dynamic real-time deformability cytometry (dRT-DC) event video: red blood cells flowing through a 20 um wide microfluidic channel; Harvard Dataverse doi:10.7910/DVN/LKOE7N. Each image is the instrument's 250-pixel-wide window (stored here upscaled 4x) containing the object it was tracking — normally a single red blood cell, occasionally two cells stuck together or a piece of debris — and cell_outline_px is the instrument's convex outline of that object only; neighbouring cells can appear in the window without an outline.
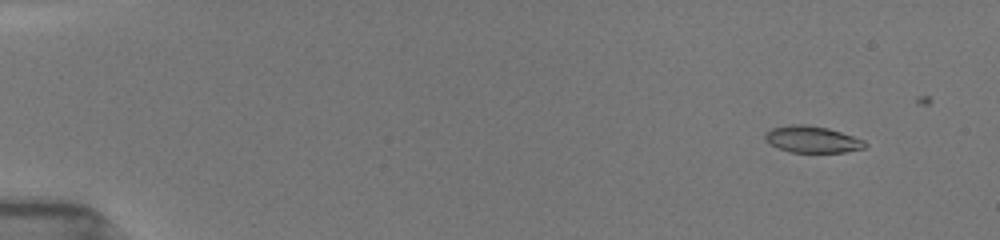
{"species": "common noctule bat (a hibernating species)", "species_latin": "Nyctalus noctula", "temperature_condition": "room temperature", "stored_images_in_passage": 19, "camera_frame_rate_fps": 3000, "um_per_image_px": 0.085, "animal": {"sex": "female", "body_mass_g": 19.5, "forearm_length_mm": 54.1}, "frame": {"image": 1, "passage_image": 5, "time_ms": 1.333, "image_size_px": [1000, 240], "cell_outline_px": [[868, 144], [864, 148], [844, 152], [792, 152], [780, 148], [772, 144], [764, 136], [764, 132], [772, 128], [792, 124], [804, 124], [828, 128], [864, 140]], "centroid_in_image_um": [69.06, 11.84], "position_along_channel_um": 15.9, "area_um2": 15.26}}
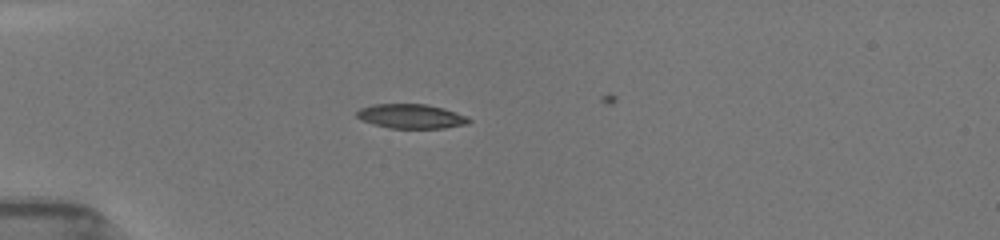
{"frame": {"image": 2, "passage_image": 16, "time_ms": 5.0, "image_size_px": [1000, 240], "cell_outline_px": [[472, 120], [468, 124], [444, 128], [388, 128], [372, 124], [360, 120], [356, 116], [356, 112], [360, 108], [372, 104], [424, 104], [444, 108], [468, 116]], "centroid_in_image_um": [34.94, 9.89], "position_along_channel_um": 50.1, "area_um2": 16.13}}